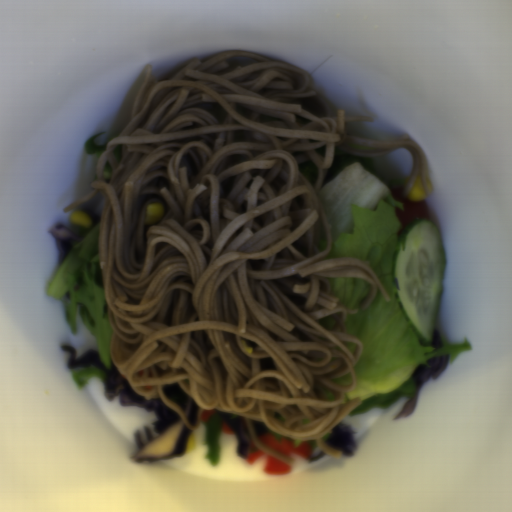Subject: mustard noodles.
Returning a JSON list of instances; mask_svg holds the SVG:
<instances>
[{
    "label": "mustard noodles",
    "instance_id": "0af2e427",
    "mask_svg": "<svg viewBox=\"0 0 512 512\" xmlns=\"http://www.w3.org/2000/svg\"><path fill=\"white\" fill-rule=\"evenodd\" d=\"M372 120L338 110L300 67L254 51L192 59L160 82L146 65L127 127L98 157L93 188L63 209L83 211L102 198L109 352L133 392L162 398L191 433L192 402L198 418L204 410L236 413L252 452L289 466L294 458L268 447L251 420L314 440L313 449L340 459L328 438L360 405L358 397L345 401L362 355L346 318L360 315L377 290L389 298L368 261L326 260L333 231L321 188L335 157L355 154L403 182L398 190L408 197L417 175L433 191L412 135L345 130L344 123ZM305 160L319 168L314 188L297 166ZM160 201L164 217L145 225L148 205ZM333 276L365 277L368 297L346 310L330 293ZM326 317L336 321L331 330L318 322ZM341 341L355 344L357 355ZM350 371L351 385L332 382ZM177 382L189 396L185 413L163 393L162 384Z\"/></svg>",
    "mask_w": 512,
    "mask_h": 512
}]
</instances>
